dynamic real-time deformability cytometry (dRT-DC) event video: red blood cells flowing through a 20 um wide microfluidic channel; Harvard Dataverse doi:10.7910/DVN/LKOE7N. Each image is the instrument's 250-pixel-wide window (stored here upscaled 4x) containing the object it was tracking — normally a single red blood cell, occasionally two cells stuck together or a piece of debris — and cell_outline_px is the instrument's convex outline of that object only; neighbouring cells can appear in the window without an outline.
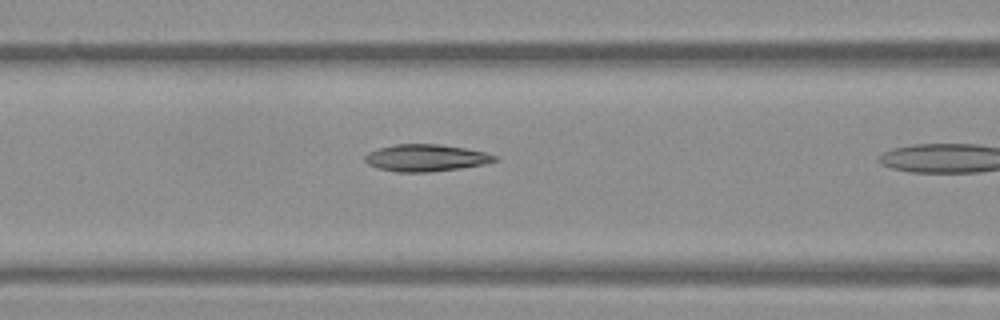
{"species": "Egyptian fruit bat (a non-hibernating species)", "species_latin": "Rousettus aegyptiacus", "temperature_condition": "warm", "stored_images_in_passage": 4, "camera_frame_rate_fps": 3000, "um_per_image_px": 0.085, "frame": {"image": 1, "passage_image": 3, "time_ms": 0.667, "image_size_px": [1000, 320], "cell_outline_px": [[496, 160], [484, 164], [460, 168], [428, 172], [396, 172], [376, 168], [368, 164], [364, 160], [364, 156], [368, 152], [380, 148], [396, 144], [440, 144], [464, 148], [484, 152], [496, 156]], "centroid_in_image_um": [36.15, 13.42], "position_along_channel_um": 130.5, "area_um2": 20.29}}